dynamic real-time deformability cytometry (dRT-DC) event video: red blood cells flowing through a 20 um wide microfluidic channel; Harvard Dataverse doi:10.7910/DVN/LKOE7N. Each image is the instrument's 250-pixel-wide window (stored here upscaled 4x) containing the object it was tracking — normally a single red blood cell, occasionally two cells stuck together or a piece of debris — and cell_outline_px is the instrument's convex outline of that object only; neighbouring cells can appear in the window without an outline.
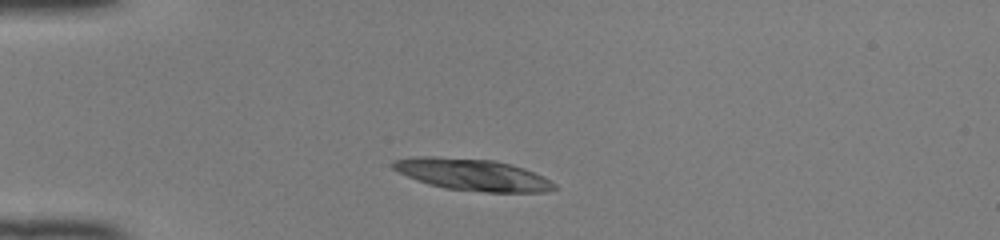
{"species": "common noctule bat (a hibernating species)", "species_latin": "Nyctalus noctula", "temperature_condition": "room temperature", "stored_images_in_passage": 37, "camera_frame_rate_fps": 3000, "um_per_image_px": 0.085, "animal": {"sex": "female", "body_mass_g": 22.0, "forearm_length_mm": 56.7}, "frame": {"image": 1, "passage_image": 5, "time_ms": 1.333, "image_size_px": [1000, 240], "cell_outline_px": [[556, 188], [548, 192], [484, 192], [444, 188], [428, 184], [416, 180], [392, 168], [388, 164], [392, 160], [416, 156], [432, 156], [496, 160], [512, 164], [524, 168], [544, 176], [556, 184]], "centroid_in_image_um": [40.15, 14.84], "position_along_channel_um": 44.8, "area_um2": 30.17}}
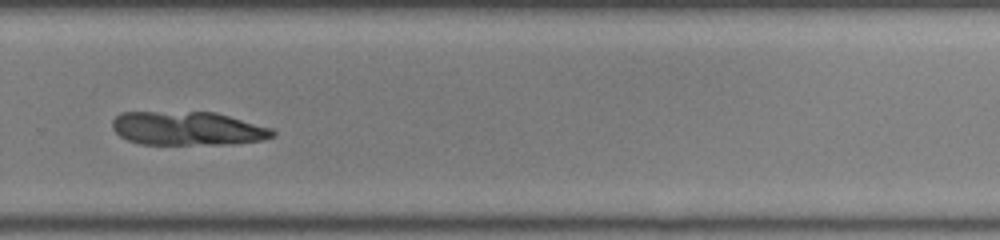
{"frame": {"image": 2, "passage_image": 27, "time_ms": 8.667, "image_size_px": [1000, 240], "cell_outline_px": [[276, 136], [264, 140], [232, 144], [140, 144], [128, 140], [120, 136], [112, 128], [112, 120], [120, 112], [212, 112], [228, 116], [272, 128], [276, 132]], "centroid_in_image_um": [15.95, 10.92], "position_along_channel_um": 313.8, "area_um2": 31.56}}
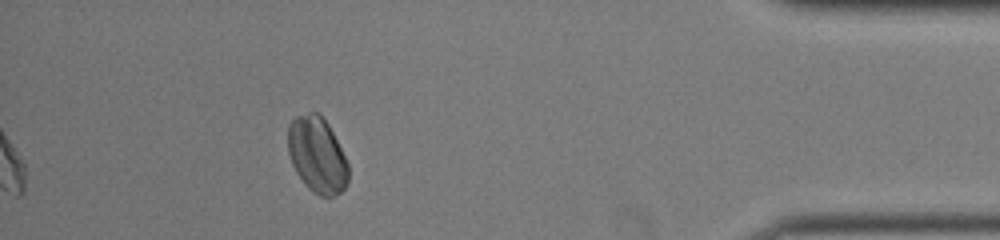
{"frame": {"image": 3, "passage_image": 37, "time_ms": 12.0, "image_size_px": [1000, 240], "cell_outline_px": [[348, 184], [340, 192], [332, 196], [320, 196], [312, 192], [304, 184], [296, 172], [292, 164], [288, 152], [288, 124], [296, 116], [308, 112], [320, 112], [328, 124], [348, 164]], "centroid_in_image_um": [26.94, 13.16], "position_along_channel_um": 408.3, "area_um2": 26.7}}